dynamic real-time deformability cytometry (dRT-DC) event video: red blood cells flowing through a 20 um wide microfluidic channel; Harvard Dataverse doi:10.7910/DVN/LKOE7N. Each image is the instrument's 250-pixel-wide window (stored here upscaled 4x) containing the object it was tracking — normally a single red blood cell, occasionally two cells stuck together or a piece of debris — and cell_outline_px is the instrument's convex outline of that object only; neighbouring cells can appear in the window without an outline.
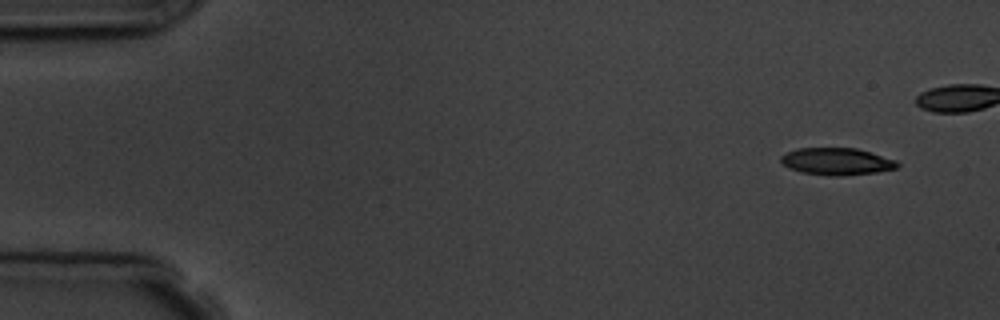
{"species": "common noctule bat (a hibernating species)", "species_latin": "Nyctalus noctula", "temperature_condition": "room temperature", "stored_images_in_passage": 10, "camera_frame_rate_fps": 3000, "um_per_image_px": 0.085, "animal": {"sex": "male", "body_mass_g": 19.5, "forearm_length_mm": 54.6}, "frame": {"image": 1, "passage_image": 1, "time_ms": 0.0, "image_size_px": [1000, 320], "cell_outline_px": [[900, 164], [896, 168], [876, 172], [840, 176], [828, 176], [800, 172], [788, 168], [780, 160], [780, 156], [796, 148], [856, 148], [896, 160]], "centroid_in_image_um": [71.09, 13.73], "position_along_channel_um": 13.9, "area_um2": 18.38}}